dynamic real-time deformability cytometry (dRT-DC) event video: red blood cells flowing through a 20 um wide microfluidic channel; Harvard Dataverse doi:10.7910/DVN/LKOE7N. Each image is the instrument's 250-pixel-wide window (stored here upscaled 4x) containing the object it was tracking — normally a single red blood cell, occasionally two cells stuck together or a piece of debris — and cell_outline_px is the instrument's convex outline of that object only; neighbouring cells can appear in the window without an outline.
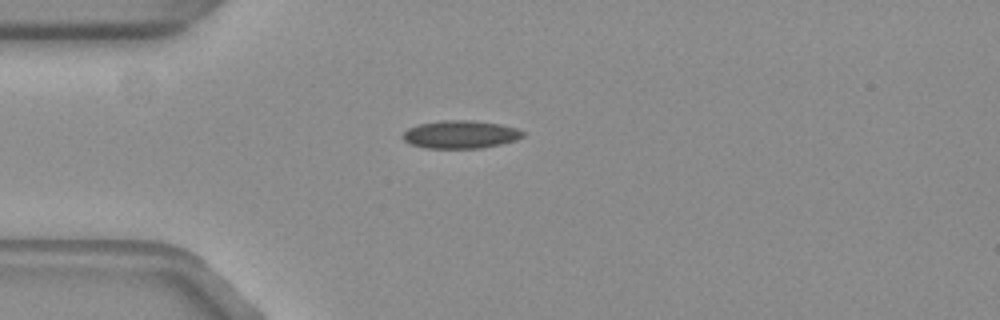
{"species": "common noctule bat (a hibernating species)", "species_latin": "Nyctalus noctula", "temperature_condition": "warm", "stored_images_in_passage": 41, "camera_frame_rate_fps": 3000, "um_per_image_px": 0.085, "animal": {"sex": "female", "body_mass_g": 19.3, "forearm_length_mm": 54.1}, "frame": {"image": 1, "passage_image": 1, "time_ms": 0.0, "image_size_px": [1000, 320], "cell_outline_px": [[524, 136], [516, 140], [500, 144], [480, 148], [424, 148], [412, 144], [404, 140], [400, 136], [408, 128], [420, 124], [440, 120], [472, 120], [500, 124], [516, 128], [524, 132]], "centroid_in_image_um": [39.13, 11.42], "position_along_channel_um": 45.9, "area_um2": 19.54}}
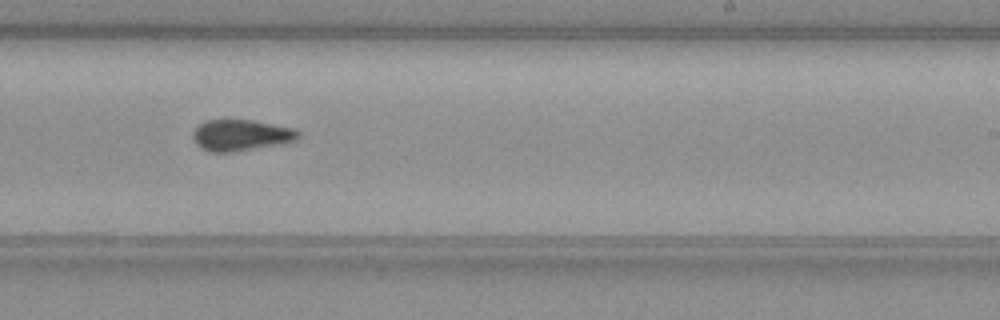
{"frame": {"image": 2, "passage_image": 20, "time_ms": 6.333, "image_size_px": [1000, 320], "cell_outline_px": [[300, 136], [296, 140], [280, 144], [232, 152], [212, 152], [200, 148], [196, 144], [192, 136], [192, 132], [204, 120], [252, 120], [296, 128], [300, 132]], "centroid_in_image_um": [20.49, 11.49], "position_along_channel_um": 268.5, "area_um2": 19.25}}
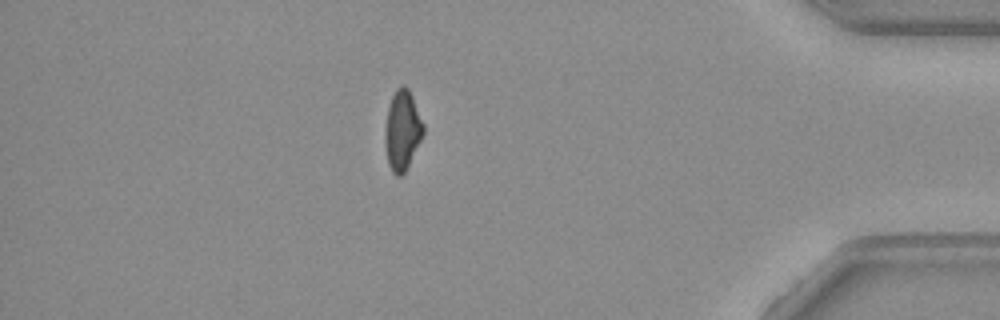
{"frame": {"image": 3, "passage_image": 34, "time_ms": 11.0, "image_size_px": [1000, 320], "cell_outline_px": [[424, 132], [404, 172], [400, 176], [396, 176], [392, 172], [388, 164], [384, 144], [384, 128], [388, 108], [392, 96], [396, 88], [400, 84], [404, 84], [408, 88], [412, 96], [424, 124]], "centroid_in_image_um": [34.17, 11.04], "position_along_channel_um": 401.0, "area_um2": 17.8}}